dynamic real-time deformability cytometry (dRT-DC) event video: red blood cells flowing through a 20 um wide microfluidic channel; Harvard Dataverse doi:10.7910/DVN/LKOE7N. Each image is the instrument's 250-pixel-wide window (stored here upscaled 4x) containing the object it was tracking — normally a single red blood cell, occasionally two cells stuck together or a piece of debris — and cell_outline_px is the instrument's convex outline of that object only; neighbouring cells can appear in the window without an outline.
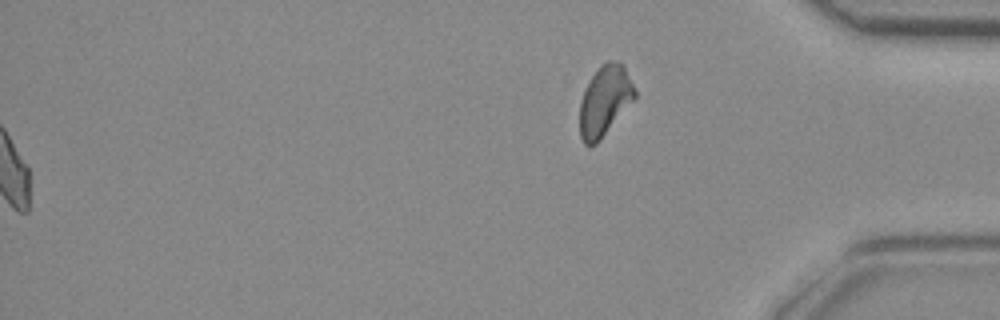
{"species": "common noctule bat (a hibernating species)", "species_latin": "Nyctalus noctula", "temperature_condition": "room temperature", "stored_images_in_passage": 39, "segment_of_instrument_passage": [2, 2], "camera_frame_rate_fps": 3000, "um_per_image_px": 0.085, "animal": {"sex": "female", "body_mass_g": 29.2, "forearm_length_mm": 56.3}, "frame": {"image": 1, "passage_image": 39, "time_ms": 12.667, "image_size_px": [1000, 320], "cell_outline_px": [[636, 96], [600, 140], [596, 144], [584, 144], [580, 136], [580, 100], [584, 88], [592, 76], [608, 60], [612, 60], [624, 64], [636, 88]], "centroid_in_image_um": [51.41, 8.55], "position_along_channel_um": 383.8, "area_um2": 22.31}}